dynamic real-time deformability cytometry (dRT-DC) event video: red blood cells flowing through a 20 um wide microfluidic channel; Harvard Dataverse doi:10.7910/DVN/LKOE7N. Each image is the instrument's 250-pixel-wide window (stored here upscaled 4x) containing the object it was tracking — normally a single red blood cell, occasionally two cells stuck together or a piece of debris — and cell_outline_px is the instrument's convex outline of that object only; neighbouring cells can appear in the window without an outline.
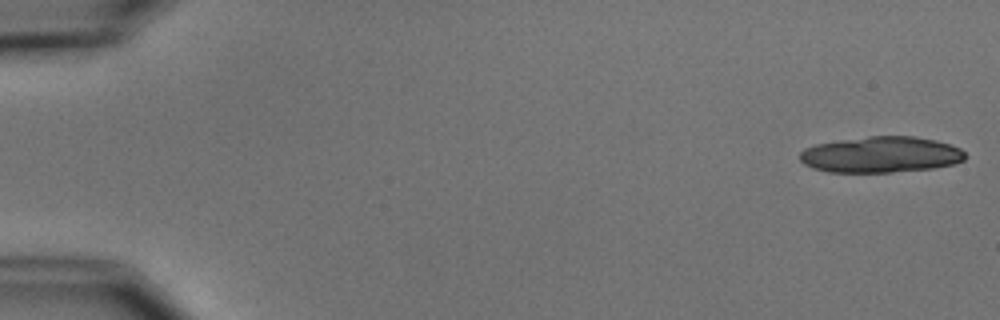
{"species": "common noctule bat (a hibernating species)", "species_latin": "Nyctalus noctula", "temperature_condition": "cold", "stored_images_in_passage": 5, "camera_frame_rate_fps": 3000, "um_per_image_px": 0.085, "animal": {"sex": "male", "body_mass_g": 15.6}, "frame": {"image": 1, "passage_image": 1, "time_ms": 0.0, "image_size_px": [1000, 320], "cell_outline_px": [[964, 160], [952, 164], [932, 168], [892, 172], [828, 172], [812, 168], [804, 164], [800, 160], [800, 152], [804, 148], [816, 144], [840, 140], [868, 136], [916, 136], [936, 140], [960, 148], [964, 152]], "centroid_in_image_um": [74.85, 13.14], "position_along_channel_um": 10.2, "area_um2": 34.68}}